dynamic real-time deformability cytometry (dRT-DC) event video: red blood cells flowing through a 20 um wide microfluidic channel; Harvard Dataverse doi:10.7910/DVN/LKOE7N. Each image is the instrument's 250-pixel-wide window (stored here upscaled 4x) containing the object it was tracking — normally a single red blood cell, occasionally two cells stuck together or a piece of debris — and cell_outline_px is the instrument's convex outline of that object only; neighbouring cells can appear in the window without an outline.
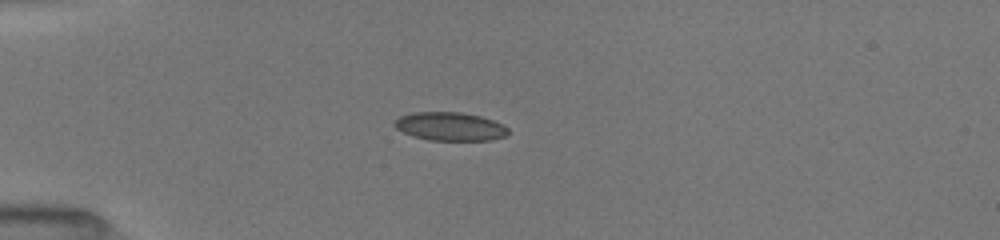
{"species": "common noctule bat (a hibernating species)", "species_latin": "Nyctalus noctula", "temperature_condition": "room temperature", "stored_images_in_passage": 13, "camera_frame_rate_fps": 3000, "um_per_image_px": 0.085, "animal": {"sex": "female", "body_mass_g": 19.5, "forearm_length_mm": 54.1}, "frame": {"image": 1, "passage_image": 1, "time_ms": 0.0, "image_size_px": [1000, 240], "cell_outline_px": [[508, 136], [492, 140], [428, 140], [412, 136], [396, 128], [392, 124], [400, 116], [412, 112], [460, 112], [480, 116], [492, 120], [508, 128]], "centroid_in_image_um": [38.24, 10.75], "position_along_channel_um": 46.8, "area_um2": 18.84}}
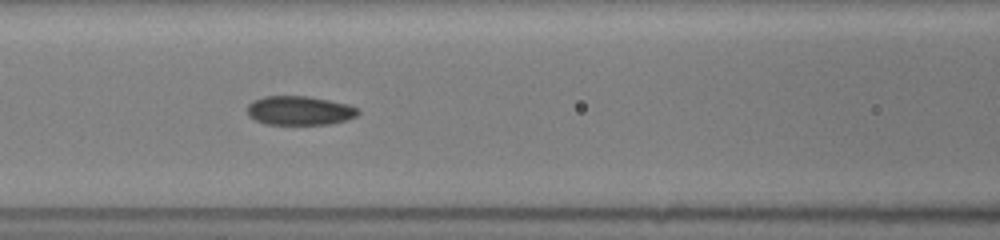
{"frame": {"image": 2, "passage_image": 10, "time_ms": 3.0, "image_size_px": [1000, 240], "cell_outline_px": [[360, 112], [356, 116], [332, 124], [264, 124], [248, 116], [248, 104], [252, 100], [264, 96], [308, 96], [348, 104], [360, 108]], "centroid_in_image_um": [25.46, 9.39], "position_along_channel_um": 141.1, "area_um2": 18.84}}
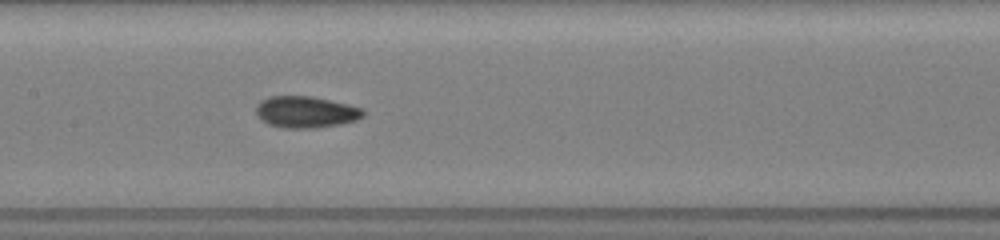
{"frame": {"image": 3, "passage_image": 13, "time_ms": 4.0, "image_size_px": [1000, 240], "cell_outline_px": [[364, 116], [356, 120], [340, 124], [316, 128], [284, 128], [268, 124], [260, 120], [256, 112], [256, 104], [260, 100], [268, 96], [312, 96], [348, 104], [364, 108]], "centroid_in_image_um": [25.98, 9.52], "position_along_channel_um": 181.4, "area_um2": 19.94}}